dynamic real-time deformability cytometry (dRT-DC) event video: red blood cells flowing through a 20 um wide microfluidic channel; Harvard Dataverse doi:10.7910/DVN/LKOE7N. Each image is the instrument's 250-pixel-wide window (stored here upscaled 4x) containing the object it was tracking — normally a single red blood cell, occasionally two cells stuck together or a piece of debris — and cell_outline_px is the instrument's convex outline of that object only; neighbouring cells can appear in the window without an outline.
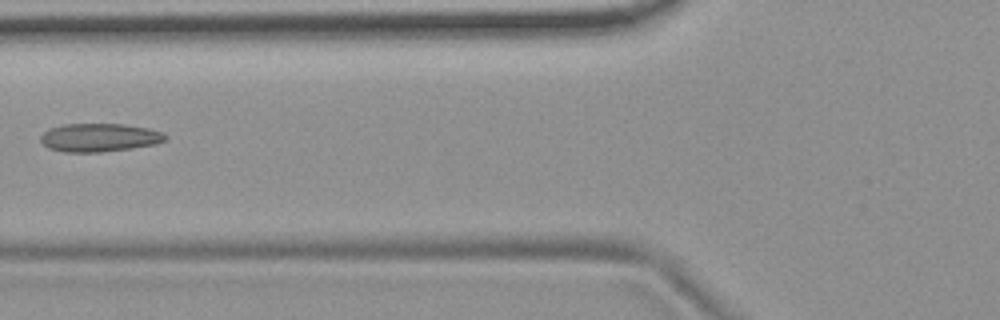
{"species": "common noctule bat (a hibernating species)", "species_latin": "Nyctalus noctula", "temperature_condition": "room temperature", "stored_images_in_passage": 7, "camera_frame_rate_fps": 3000, "um_per_image_px": 0.085, "animal": {"sex": "female", "body_mass_g": 19.9}, "frame": {"image": 1, "passage_image": 7, "time_ms": 2.0, "image_size_px": [1000, 320], "cell_outline_px": [[168, 136], [164, 140], [156, 144], [132, 148], [100, 152], [64, 152], [48, 148], [40, 140], [40, 136], [48, 128], [64, 124], [124, 124], [148, 128], [164, 132]], "centroid_in_image_um": [8.44, 11.69], "position_along_channel_um": 117.4, "area_um2": 20.69}}